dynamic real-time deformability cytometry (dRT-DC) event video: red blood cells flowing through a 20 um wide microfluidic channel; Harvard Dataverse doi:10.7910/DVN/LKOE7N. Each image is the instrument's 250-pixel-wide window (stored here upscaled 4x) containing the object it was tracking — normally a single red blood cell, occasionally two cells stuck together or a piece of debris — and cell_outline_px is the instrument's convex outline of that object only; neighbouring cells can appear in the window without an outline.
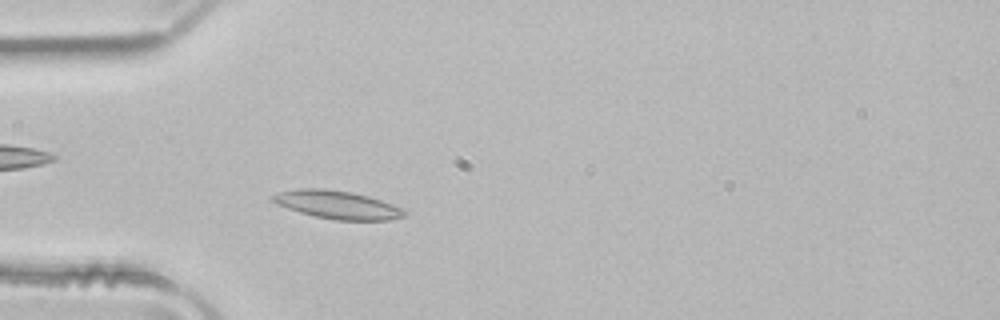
{"species": "common noctule bat (a hibernating species)", "species_latin": "Nyctalus noctula", "temperature_condition": "room temperature", "stored_images_in_passage": 45, "camera_frame_rate_fps": 3000, "um_per_image_px": 0.085, "animal": {"sex": "male", "body_mass_g": 21.5, "forearm_length_mm": 52.0}, "frame": {"image": 1, "passage_image": 9, "time_ms": 2.667, "image_size_px": [1000, 320], "cell_outline_px": [[408, 216], [388, 220], [336, 220], [316, 216], [300, 212], [288, 208], [272, 200], [272, 196], [280, 192], [296, 188], [324, 188], [348, 192], [368, 196], [380, 200], [400, 208], [408, 212]], "centroid_in_image_um": [28.71, 17.41], "position_along_channel_um": 56.3, "area_um2": 21.21}}
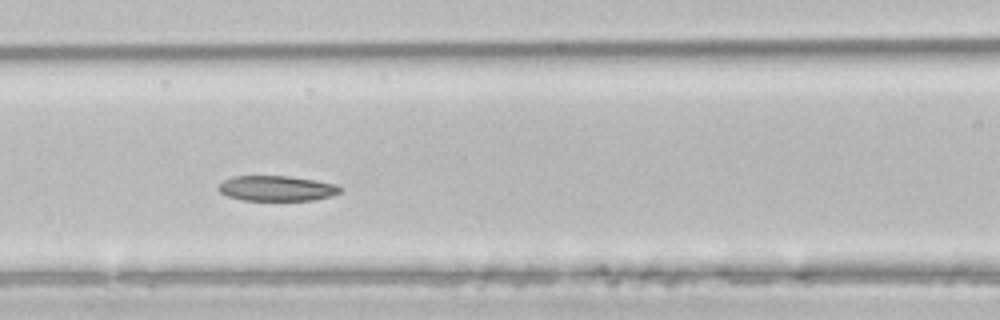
{"frame": {"image": 2, "passage_image": 16, "time_ms": 5.0, "image_size_px": [1000, 320], "cell_outline_px": [[340, 192], [332, 196], [312, 200], [244, 200], [228, 196], [220, 192], [216, 188], [224, 180], [232, 176], [288, 176], [336, 184], [340, 188]], "centroid_in_image_um": [23.49, 16.01], "position_along_channel_um": 143.1, "area_um2": 17.74}}
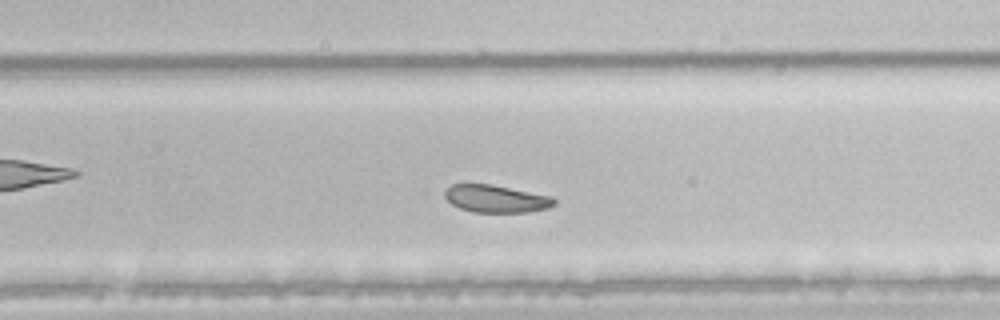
{"frame": {"image": 3, "passage_image": 27, "time_ms": 8.667, "image_size_px": [1000, 320], "cell_outline_px": [[556, 204], [548, 208], [528, 212], [472, 212], [460, 208], [452, 204], [444, 196], [444, 192], [452, 184], [492, 184], [552, 196], [556, 200]], "centroid_in_image_um": [42.19, 16.89], "position_along_channel_um": 287.6, "area_um2": 17.57}, "authors_computed_cell_mechanics": {"area_um2": 20.0566, "velocity_mm_per_s": 3.9629, "shape_relaxation_time_tau1_ms": 7.6357, "shape_relaxation_time_tau2_ms": 3.6961, "deformation_change_tau1": 0.1108, "deformation_change_tau2": 0.0905}}